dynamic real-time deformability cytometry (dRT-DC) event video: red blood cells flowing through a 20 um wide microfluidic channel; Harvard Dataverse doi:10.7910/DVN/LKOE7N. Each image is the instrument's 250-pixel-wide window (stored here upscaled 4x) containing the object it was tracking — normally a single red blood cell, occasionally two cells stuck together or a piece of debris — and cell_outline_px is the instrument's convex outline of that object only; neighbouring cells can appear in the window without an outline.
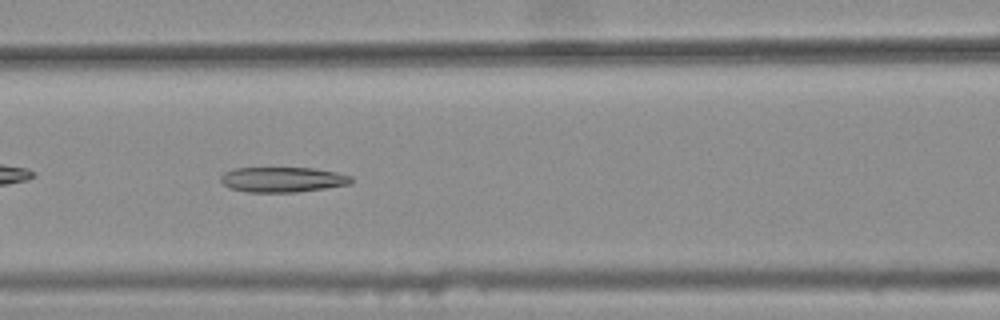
{"species": "common noctule bat (a hibernating species)", "species_latin": "Nyctalus noctula", "temperature_condition": "warm", "stored_images_in_passage": 30, "camera_frame_rate_fps": 3000, "um_per_image_px": 0.085, "animal": {"sex": "female", "body_mass_g": 25.1}, "frame": {"image": 1, "passage_image": 10, "time_ms": 3.0, "image_size_px": [1000, 320], "cell_outline_px": [[352, 184], [296, 192], [248, 192], [232, 188], [224, 184], [220, 180], [220, 176], [224, 172], [232, 168], [316, 168], [336, 172], [352, 176]], "centroid_in_image_um": [24.03, 15.25], "position_along_channel_um": 142.6, "area_um2": 19.13}}
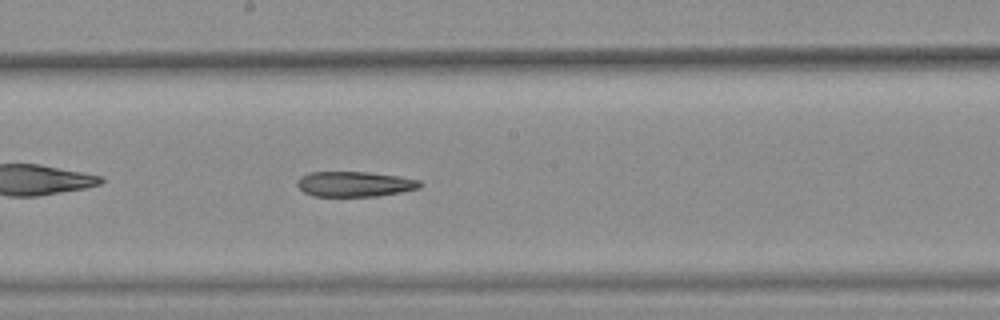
{"frame": {"image": 2, "passage_image": 16, "time_ms": 5.0, "image_size_px": [1000, 320], "cell_outline_px": [[420, 188], [400, 192], [376, 196], [312, 196], [304, 192], [296, 184], [296, 180], [300, 176], [308, 172], [368, 172], [400, 176], [420, 180]], "centroid_in_image_um": [30.11, 15.64], "position_along_channel_um": 218.1, "area_um2": 18.09}}
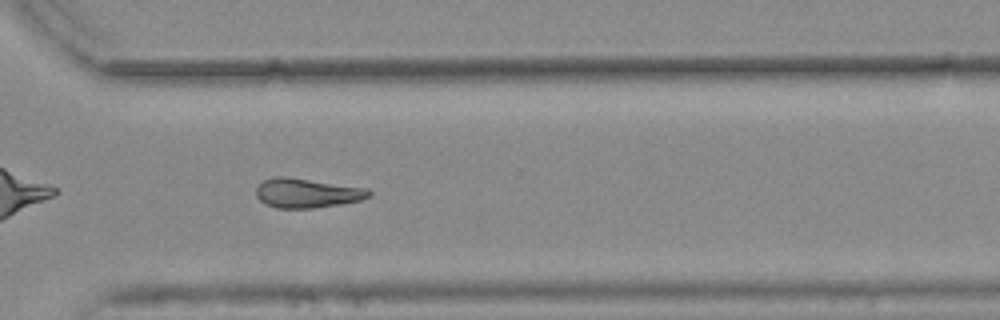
{"frame": {"image": 3, "passage_image": 26, "time_ms": 8.333, "image_size_px": [1000, 320], "cell_outline_px": [[372, 196], [360, 200], [340, 204], [312, 208], [276, 208], [260, 200], [256, 196], [256, 188], [264, 180], [272, 176], [284, 176], [368, 188], [372, 192]], "centroid_in_image_um": [26.11, 16.4], "position_along_channel_um": 344.5, "area_um2": 19.31}, "authors_computed_cell_mechanics": {"area_um2": 18.9584, "velocity_mm_per_s": 3.782, "shape_relaxation_time_tau1_ms": null, "shape_relaxation_time_tau2_ms": 9.0266, "deformation_change_tau1": null, "deformation_change_tau2": 0.197}}